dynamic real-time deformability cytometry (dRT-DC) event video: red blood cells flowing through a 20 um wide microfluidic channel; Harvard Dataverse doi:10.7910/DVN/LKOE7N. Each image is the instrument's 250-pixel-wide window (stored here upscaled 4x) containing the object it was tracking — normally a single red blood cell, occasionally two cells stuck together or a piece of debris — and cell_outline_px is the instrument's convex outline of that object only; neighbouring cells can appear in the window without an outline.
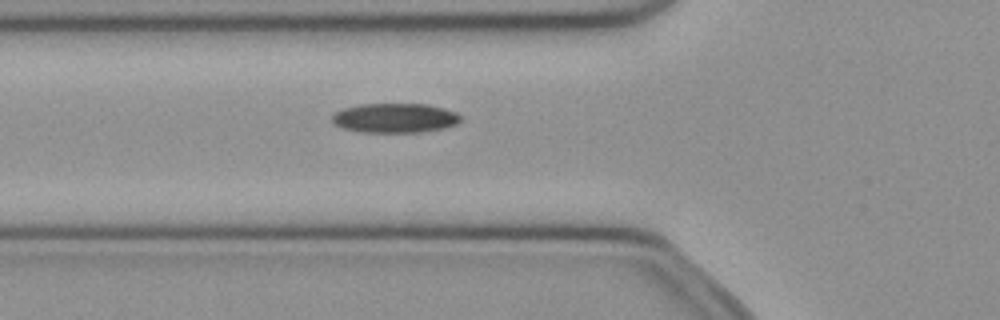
{"species": "common noctule bat (a hibernating species)", "species_latin": "Nyctalus noctula", "temperature_condition": "cold", "stored_images_in_passage": 52, "segment_of_instrument_passage": [1, 2], "camera_frame_rate_fps": 3000, "um_per_image_px": 0.085, "animal": {"sex": "female", "body_mass_g": 21.9}, "frame": {"image": 1, "passage_image": 18, "time_ms": 5.667, "image_size_px": [1000, 320], "cell_outline_px": [[460, 120], [456, 124], [444, 128], [420, 132], [360, 132], [340, 128], [332, 124], [332, 116], [336, 112], [344, 108], [360, 104], [424, 104], [444, 108], [456, 112], [460, 116]], "centroid_in_image_um": [33.53, 10.03], "position_along_channel_um": 92.3, "area_um2": 22.14}}
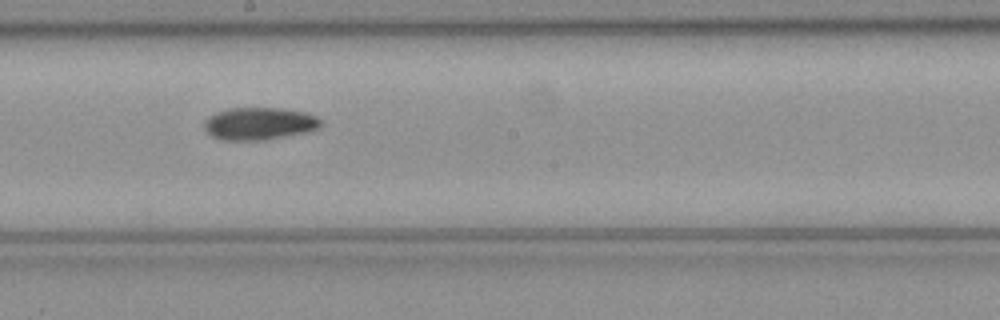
{"frame": {"image": 2, "passage_image": 28, "time_ms": 9.0, "image_size_px": [1000, 320], "cell_outline_px": [[324, 124], [320, 128], [308, 132], [268, 140], [220, 140], [212, 136], [204, 128], [204, 120], [208, 116], [216, 112], [232, 108], [280, 108], [304, 112], [316, 116], [324, 120]], "centroid_in_image_um": [22.08, 10.52], "position_along_channel_um": 226.1, "area_um2": 22.43}}
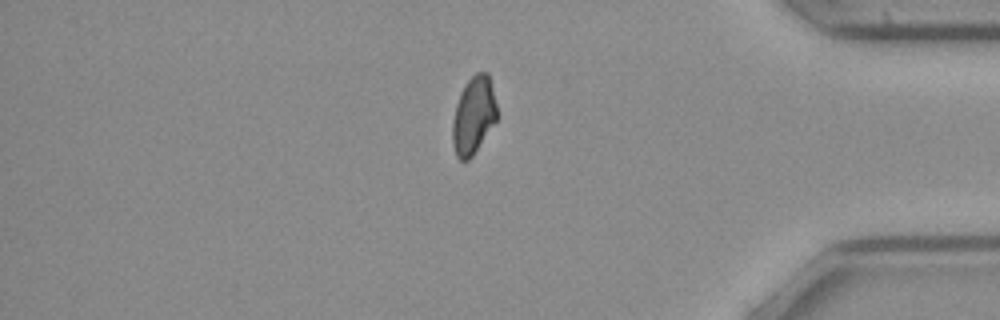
{"frame": {"image": 3, "passage_image": 43, "time_ms": 14.0, "image_size_px": [1000, 320], "cell_outline_px": [[500, 116], [472, 156], [468, 160], [460, 160], [456, 156], [452, 144], [452, 120], [456, 104], [460, 92], [464, 84], [476, 72], [488, 72]], "centroid_in_image_um": [40.26, 9.8], "position_along_channel_um": 394.9, "area_um2": 20.46}}